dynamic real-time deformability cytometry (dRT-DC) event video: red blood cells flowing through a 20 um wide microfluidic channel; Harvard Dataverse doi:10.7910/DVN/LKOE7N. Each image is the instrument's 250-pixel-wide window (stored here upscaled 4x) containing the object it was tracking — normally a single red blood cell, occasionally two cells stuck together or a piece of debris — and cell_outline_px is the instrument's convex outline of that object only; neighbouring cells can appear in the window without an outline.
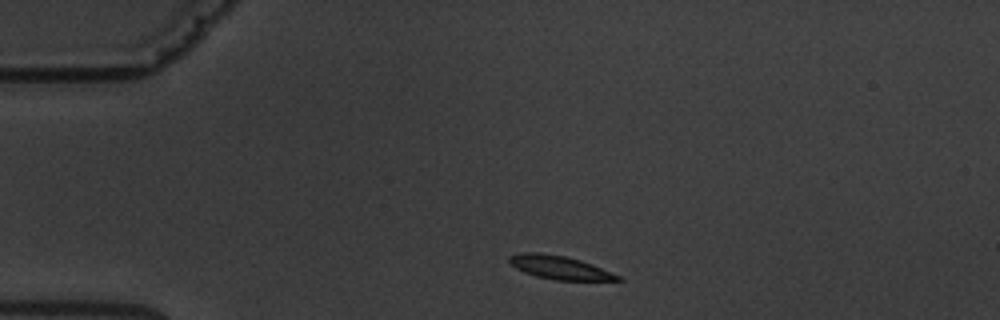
{"species": "common noctule bat (a hibernating species)", "species_latin": "Nyctalus noctula", "temperature_condition": "warm", "stored_images_in_passage": 2, "camera_frame_rate_fps": 3000, "um_per_image_px": 0.085, "animal": {"sex": "male", "body_mass_g": 19.5, "forearm_length_mm": 54.6}, "frame": {"image": 1, "passage_image": 1, "time_ms": 0.0, "image_size_px": [1000, 320], "cell_outline_px": [[624, 280], [556, 280], [536, 276], [524, 272], [516, 268], [508, 260], [508, 256], [520, 252], [540, 252], [564, 256], [580, 260], [592, 264], [620, 276]], "centroid_in_image_um": [47.53, 22.72], "position_along_channel_um": 37.5, "area_um2": 14.68}}